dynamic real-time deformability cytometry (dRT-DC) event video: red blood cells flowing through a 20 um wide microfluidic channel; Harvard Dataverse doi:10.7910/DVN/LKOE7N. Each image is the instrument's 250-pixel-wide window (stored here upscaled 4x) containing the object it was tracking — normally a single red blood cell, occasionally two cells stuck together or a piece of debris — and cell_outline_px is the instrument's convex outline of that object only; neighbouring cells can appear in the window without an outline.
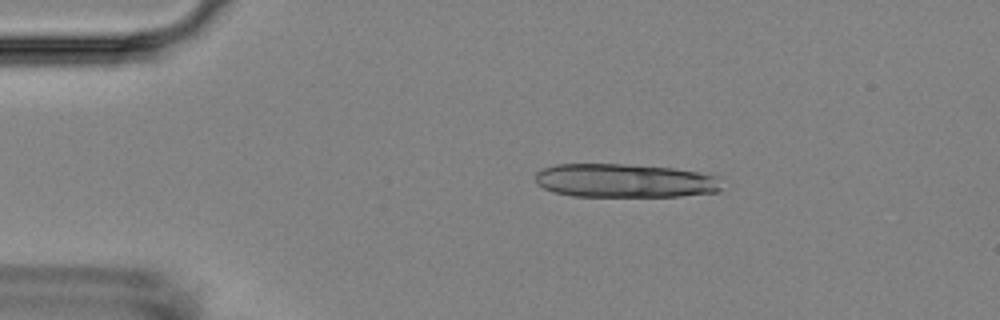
{"species": "Egyptian fruit bat (a non-hibernating species)", "species_latin": "Rousettus aegyptiacus", "temperature_condition": "room temperature", "stored_images_in_passage": 51, "segment_of_instrument_passage": [1, 2], "camera_frame_rate_fps": 3000, "um_per_image_px": 0.085, "animal": {"sex": "female"}, "frame": {"image": 1, "passage_image": 9, "time_ms": 2.667, "image_size_px": [1000, 320], "cell_outline_px": [[720, 188], [716, 192], [680, 196], [572, 196], [552, 192], [536, 184], [536, 172], [544, 168], [556, 164], [624, 164], [676, 168], [720, 176]], "centroid_in_image_um": [53.1, 15.35], "position_along_channel_um": 31.9, "area_um2": 36.82}}